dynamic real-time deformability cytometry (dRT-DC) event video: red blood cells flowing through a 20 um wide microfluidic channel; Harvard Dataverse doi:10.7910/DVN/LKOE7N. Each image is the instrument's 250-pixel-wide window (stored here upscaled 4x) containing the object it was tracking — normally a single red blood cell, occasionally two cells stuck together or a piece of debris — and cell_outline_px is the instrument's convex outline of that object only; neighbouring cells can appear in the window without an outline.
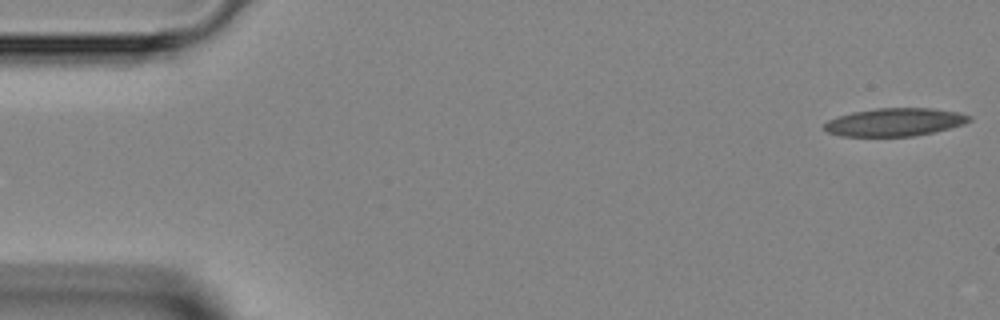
{"species": "Egyptian fruit bat (a non-hibernating species)", "species_latin": "Rousettus aegyptiacus", "temperature_condition": "room temperature", "stored_images_in_passage": 7, "camera_frame_rate_fps": 3000, "um_per_image_px": 0.085, "animal": {"sex": "female"}, "frame": {"image": 1, "passage_image": 1, "time_ms": 0.0, "image_size_px": [1000, 320], "cell_outline_px": [[972, 120], [964, 124], [932, 132], [912, 136], [840, 136], [828, 132], [824, 128], [824, 124], [828, 120], [852, 112], [876, 108], [932, 108], [960, 112], [972, 116]], "centroid_in_image_um": [76.08, 10.37], "position_along_channel_um": 8.9, "area_um2": 23.58}}